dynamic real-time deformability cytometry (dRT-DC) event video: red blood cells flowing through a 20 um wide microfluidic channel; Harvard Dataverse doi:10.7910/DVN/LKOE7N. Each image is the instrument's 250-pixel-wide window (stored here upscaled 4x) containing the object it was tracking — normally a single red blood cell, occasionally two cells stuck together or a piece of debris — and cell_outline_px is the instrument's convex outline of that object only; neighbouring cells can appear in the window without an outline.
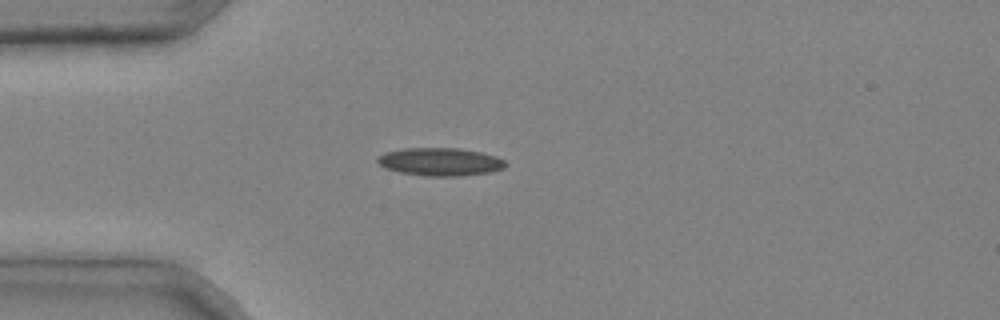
{"species": "common noctule bat (a hibernating species)", "species_latin": "Nyctalus noctula", "temperature_condition": "cold", "stored_images_in_passage": 2, "camera_frame_rate_fps": 3000, "um_per_image_px": 0.085, "animal": {"sex": "male", "body_mass_g": 20.4}, "frame": {"image": 1, "passage_image": 1, "time_ms": 0.0, "image_size_px": [1000, 320], "cell_outline_px": [[508, 164], [504, 168], [488, 172], [460, 176], [424, 176], [400, 172], [384, 168], [376, 160], [376, 156], [384, 152], [404, 148], [460, 148], [480, 152], [496, 156], [504, 160]], "centroid_in_image_um": [37.38, 13.75], "position_along_channel_um": 47.6, "area_um2": 20.98}}